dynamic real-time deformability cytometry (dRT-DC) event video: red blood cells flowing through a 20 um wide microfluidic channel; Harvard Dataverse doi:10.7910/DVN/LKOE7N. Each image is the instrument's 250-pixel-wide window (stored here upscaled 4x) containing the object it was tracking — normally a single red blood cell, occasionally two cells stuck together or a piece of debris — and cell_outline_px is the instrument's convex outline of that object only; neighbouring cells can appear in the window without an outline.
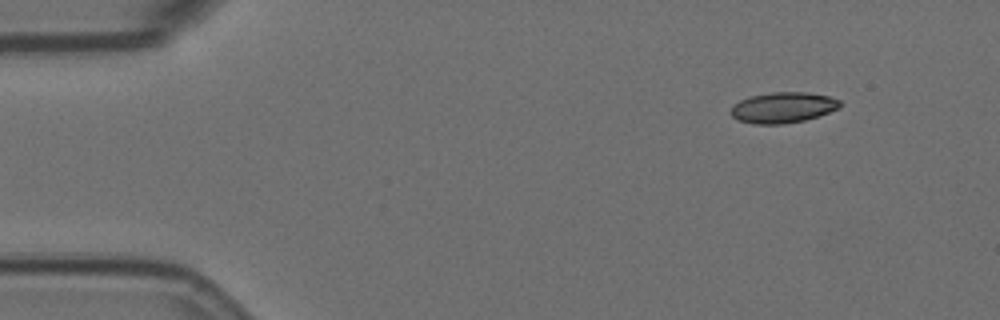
{"species": "Egyptian fruit bat (a non-hibernating species)", "species_latin": "Rousettus aegyptiacus", "temperature_condition": "room temperature", "stored_images_in_passage": 3, "camera_frame_rate_fps": 3000, "um_per_image_px": 0.085, "animal": {"sex": "female"}, "frame": {"image": 1, "passage_image": 1, "time_ms": 0.0, "image_size_px": [1000, 320], "cell_outline_px": [[840, 108], [804, 120], [784, 124], [752, 124], [736, 120], [728, 112], [732, 104], [740, 100], [752, 96], [772, 92], [808, 92], [828, 96], [840, 100]], "centroid_in_image_um": [66.49, 9.14], "position_along_channel_um": 18.5, "area_um2": 19.65}}